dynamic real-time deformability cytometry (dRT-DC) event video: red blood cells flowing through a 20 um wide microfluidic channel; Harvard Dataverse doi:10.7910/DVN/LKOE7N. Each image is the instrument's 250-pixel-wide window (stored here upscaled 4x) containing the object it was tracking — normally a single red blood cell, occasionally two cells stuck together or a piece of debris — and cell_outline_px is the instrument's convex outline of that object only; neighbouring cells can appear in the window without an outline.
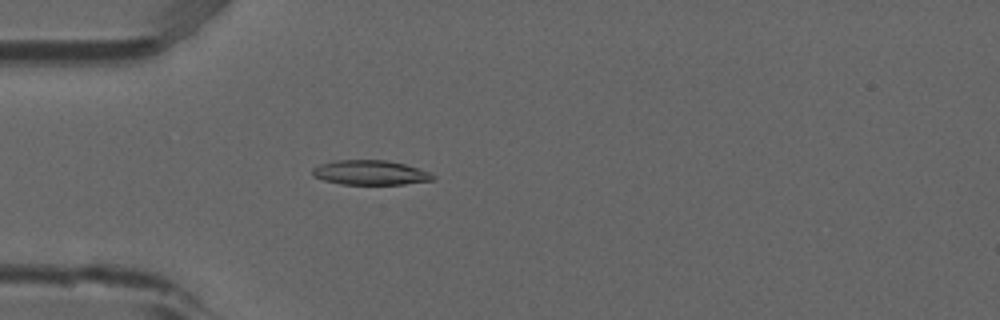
{"species": "common noctule bat (a hibernating species)", "species_latin": "Nyctalus noctula", "temperature_condition": "room temperature", "stored_images_in_passage": 4, "camera_frame_rate_fps": 3000, "um_per_image_px": 0.085, "animal": {"sex": "male", "forearm_length_mm": 52.5}, "frame": {"image": 1, "passage_image": 4, "time_ms": 1.0, "image_size_px": [1000, 320], "cell_outline_px": [[436, 176], [432, 180], [404, 184], [340, 184], [324, 180], [312, 176], [312, 168], [320, 164], [336, 160], [384, 160], [404, 164], [432, 172]], "centroid_in_image_um": [31.47, 14.67], "position_along_channel_um": 53.5, "area_um2": 17.28}}